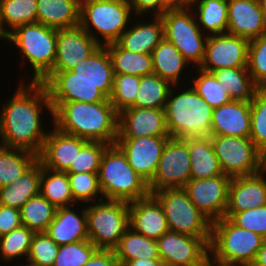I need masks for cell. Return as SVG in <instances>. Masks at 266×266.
Here are the masks:
<instances>
[{"instance_id":"6da1fadb","label":"cell","mask_w":266,"mask_h":266,"mask_svg":"<svg viewBox=\"0 0 266 266\" xmlns=\"http://www.w3.org/2000/svg\"><path fill=\"white\" fill-rule=\"evenodd\" d=\"M20 82L15 94L0 111V145L38 156L49 132L43 130L40 115L46 107L53 120V109L43 83Z\"/></svg>"},{"instance_id":"7a4b0ae2","label":"cell","mask_w":266,"mask_h":266,"mask_svg":"<svg viewBox=\"0 0 266 266\" xmlns=\"http://www.w3.org/2000/svg\"><path fill=\"white\" fill-rule=\"evenodd\" d=\"M119 113L110 100L97 103L63 102L53 112V126L60 132L88 141L114 145L118 137Z\"/></svg>"},{"instance_id":"3957f363","label":"cell","mask_w":266,"mask_h":266,"mask_svg":"<svg viewBox=\"0 0 266 266\" xmlns=\"http://www.w3.org/2000/svg\"><path fill=\"white\" fill-rule=\"evenodd\" d=\"M177 87L173 85L170 89L164 109L169 136L177 139L210 136L213 108L191 86L181 88L180 92Z\"/></svg>"},{"instance_id":"277c9868","label":"cell","mask_w":266,"mask_h":266,"mask_svg":"<svg viewBox=\"0 0 266 266\" xmlns=\"http://www.w3.org/2000/svg\"><path fill=\"white\" fill-rule=\"evenodd\" d=\"M264 240L223 217L212 222L209 257L220 266H251Z\"/></svg>"},{"instance_id":"5b68a950","label":"cell","mask_w":266,"mask_h":266,"mask_svg":"<svg viewBox=\"0 0 266 266\" xmlns=\"http://www.w3.org/2000/svg\"><path fill=\"white\" fill-rule=\"evenodd\" d=\"M98 178L104 200L129 203L150 195L148 183L134 171L115 144L105 150Z\"/></svg>"},{"instance_id":"8992f818","label":"cell","mask_w":266,"mask_h":266,"mask_svg":"<svg viewBox=\"0 0 266 266\" xmlns=\"http://www.w3.org/2000/svg\"><path fill=\"white\" fill-rule=\"evenodd\" d=\"M132 15L129 2L81 0L79 26L100 46H106L119 40L121 34L130 25Z\"/></svg>"},{"instance_id":"52a82bcc","label":"cell","mask_w":266,"mask_h":266,"mask_svg":"<svg viewBox=\"0 0 266 266\" xmlns=\"http://www.w3.org/2000/svg\"><path fill=\"white\" fill-rule=\"evenodd\" d=\"M7 40L21 50L23 59L31 65V82H40L53 68L57 52V29L42 23L18 26L7 35Z\"/></svg>"},{"instance_id":"ba28073f","label":"cell","mask_w":266,"mask_h":266,"mask_svg":"<svg viewBox=\"0 0 266 266\" xmlns=\"http://www.w3.org/2000/svg\"><path fill=\"white\" fill-rule=\"evenodd\" d=\"M89 240L99 250H114L129 228V203L102 200L85 206Z\"/></svg>"},{"instance_id":"9c48e42d","label":"cell","mask_w":266,"mask_h":266,"mask_svg":"<svg viewBox=\"0 0 266 266\" xmlns=\"http://www.w3.org/2000/svg\"><path fill=\"white\" fill-rule=\"evenodd\" d=\"M161 205L170 231L211 238L212 222L192 203L183 188H167L151 194Z\"/></svg>"},{"instance_id":"30bf717a","label":"cell","mask_w":266,"mask_h":266,"mask_svg":"<svg viewBox=\"0 0 266 266\" xmlns=\"http://www.w3.org/2000/svg\"><path fill=\"white\" fill-rule=\"evenodd\" d=\"M161 17L164 38L179 50L192 68H199L204 60L208 35L200 29L193 9H169Z\"/></svg>"},{"instance_id":"8fae6325","label":"cell","mask_w":266,"mask_h":266,"mask_svg":"<svg viewBox=\"0 0 266 266\" xmlns=\"http://www.w3.org/2000/svg\"><path fill=\"white\" fill-rule=\"evenodd\" d=\"M223 174L230 178L257 174L266 169L263 153L249 137L211 136Z\"/></svg>"},{"instance_id":"7c38bea8","label":"cell","mask_w":266,"mask_h":266,"mask_svg":"<svg viewBox=\"0 0 266 266\" xmlns=\"http://www.w3.org/2000/svg\"><path fill=\"white\" fill-rule=\"evenodd\" d=\"M191 179L188 138L170 137L163 149L157 170L148 183L150 194L167 188H183Z\"/></svg>"},{"instance_id":"4fadbf2b","label":"cell","mask_w":266,"mask_h":266,"mask_svg":"<svg viewBox=\"0 0 266 266\" xmlns=\"http://www.w3.org/2000/svg\"><path fill=\"white\" fill-rule=\"evenodd\" d=\"M41 81H85L92 82L110 98L114 71L108 49L99 46L91 55L68 71H50Z\"/></svg>"},{"instance_id":"5bb4252c","label":"cell","mask_w":266,"mask_h":266,"mask_svg":"<svg viewBox=\"0 0 266 266\" xmlns=\"http://www.w3.org/2000/svg\"><path fill=\"white\" fill-rule=\"evenodd\" d=\"M165 266H199L209 258L210 238L167 231L156 240Z\"/></svg>"},{"instance_id":"9a60e30c","label":"cell","mask_w":266,"mask_h":266,"mask_svg":"<svg viewBox=\"0 0 266 266\" xmlns=\"http://www.w3.org/2000/svg\"><path fill=\"white\" fill-rule=\"evenodd\" d=\"M231 178L225 174L205 179H190L183 187L192 203L211 222L224 217Z\"/></svg>"},{"instance_id":"2e32d148","label":"cell","mask_w":266,"mask_h":266,"mask_svg":"<svg viewBox=\"0 0 266 266\" xmlns=\"http://www.w3.org/2000/svg\"><path fill=\"white\" fill-rule=\"evenodd\" d=\"M249 40L229 33L210 35L200 69L211 72L224 68L247 67Z\"/></svg>"},{"instance_id":"e0dca14e","label":"cell","mask_w":266,"mask_h":266,"mask_svg":"<svg viewBox=\"0 0 266 266\" xmlns=\"http://www.w3.org/2000/svg\"><path fill=\"white\" fill-rule=\"evenodd\" d=\"M169 138L170 136L117 138L115 145L124 153L134 171L149 183Z\"/></svg>"},{"instance_id":"ac0fdd59","label":"cell","mask_w":266,"mask_h":266,"mask_svg":"<svg viewBox=\"0 0 266 266\" xmlns=\"http://www.w3.org/2000/svg\"><path fill=\"white\" fill-rule=\"evenodd\" d=\"M100 45L80 26L57 30V52L51 71H68Z\"/></svg>"},{"instance_id":"d6986e66","label":"cell","mask_w":266,"mask_h":266,"mask_svg":"<svg viewBox=\"0 0 266 266\" xmlns=\"http://www.w3.org/2000/svg\"><path fill=\"white\" fill-rule=\"evenodd\" d=\"M148 136H169L164 109L135 107L119 113L117 138Z\"/></svg>"},{"instance_id":"ffe728a7","label":"cell","mask_w":266,"mask_h":266,"mask_svg":"<svg viewBox=\"0 0 266 266\" xmlns=\"http://www.w3.org/2000/svg\"><path fill=\"white\" fill-rule=\"evenodd\" d=\"M51 128L53 129L46 136L38 161L50 170L66 172L75 164L77 151H80L88 140L62 133L54 126Z\"/></svg>"},{"instance_id":"44dd1931","label":"cell","mask_w":266,"mask_h":266,"mask_svg":"<svg viewBox=\"0 0 266 266\" xmlns=\"http://www.w3.org/2000/svg\"><path fill=\"white\" fill-rule=\"evenodd\" d=\"M227 33L249 41L266 34V22L257 0H228Z\"/></svg>"},{"instance_id":"7402d4cb","label":"cell","mask_w":266,"mask_h":266,"mask_svg":"<svg viewBox=\"0 0 266 266\" xmlns=\"http://www.w3.org/2000/svg\"><path fill=\"white\" fill-rule=\"evenodd\" d=\"M266 169L243 177L231 178L225 213H237L266 205Z\"/></svg>"},{"instance_id":"603a6c76","label":"cell","mask_w":266,"mask_h":266,"mask_svg":"<svg viewBox=\"0 0 266 266\" xmlns=\"http://www.w3.org/2000/svg\"><path fill=\"white\" fill-rule=\"evenodd\" d=\"M129 227L155 240L169 231L164 211L151 194L146 198L129 202Z\"/></svg>"},{"instance_id":"cb8c5ba5","label":"cell","mask_w":266,"mask_h":266,"mask_svg":"<svg viewBox=\"0 0 266 266\" xmlns=\"http://www.w3.org/2000/svg\"><path fill=\"white\" fill-rule=\"evenodd\" d=\"M250 102L230 100L213 109L210 136L250 137Z\"/></svg>"},{"instance_id":"d4e9b609","label":"cell","mask_w":266,"mask_h":266,"mask_svg":"<svg viewBox=\"0 0 266 266\" xmlns=\"http://www.w3.org/2000/svg\"><path fill=\"white\" fill-rule=\"evenodd\" d=\"M74 206L58 208L45 232L57 245L89 240L85 206L81 215Z\"/></svg>"},{"instance_id":"484cf974","label":"cell","mask_w":266,"mask_h":266,"mask_svg":"<svg viewBox=\"0 0 266 266\" xmlns=\"http://www.w3.org/2000/svg\"><path fill=\"white\" fill-rule=\"evenodd\" d=\"M153 21H138L121 34L117 43L131 52L151 54L164 38V25L161 16H153ZM143 22V23H142Z\"/></svg>"},{"instance_id":"4316f807","label":"cell","mask_w":266,"mask_h":266,"mask_svg":"<svg viewBox=\"0 0 266 266\" xmlns=\"http://www.w3.org/2000/svg\"><path fill=\"white\" fill-rule=\"evenodd\" d=\"M48 91L53 112L63 102L97 103L109 100L92 82L85 81H40Z\"/></svg>"},{"instance_id":"83f0119b","label":"cell","mask_w":266,"mask_h":266,"mask_svg":"<svg viewBox=\"0 0 266 266\" xmlns=\"http://www.w3.org/2000/svg\"><path fill=\"white\" fill-rule=\"evenodd\" d=\"M81 0H37V22L54 29L79 26Z\"/></svg>"},{"instance_id":"f1b7e54d","label":"cell","mask_w":266,"mask_h":266,"mask_svg":"<svg viewBox=\"0 0 266 266\" xmlns=\"http://www.w3.org/2000/svg\"><path fill=\"white\" fill-rule=\"evenodd\" d=\"M42 164L37 161L19 179L0 188V204L21 209L33 196L39 194Z\"/></svg>"},{"instance_id":"f546056e","label":"cell","mask_w":266,"mask_h":266,"mask_svg":"<svg viewBox=\"0 0 266 266\" xmlns=\"http://www.w3.org/2000/svg\"><path fill=\"white\" fill-rule=\"evenodd\" d=\"M191 179H205L222 175L211 136L188 138Z\"/></svg>"},{"instance_id":"4dcf8cb0","label":"cell","mask_w":266,"mask_h":266,"mask_svg":"<svg viewBox=\"0 0 266 266\" xmlns=\"http://www.w3.org/2000/svg\"><path fill=\"white\" fill-rule=\"evenodd\" d=\"M151 56L153 73L172 85H179L184 68L190 64L179 50L171 42L163 38L154 48Z\"/></svg>"},{"instance_id":"1f68e13d","label":"cell","mask_w":266,"mask_h":266,"mask_svg":"<svg viewBox=\"0 0 266 266\" xmlns=\"http://www.w3.org/2000/svg\"><path fill=\"white\" fill-rule=\"evenodd\" d=\"M197 23L208 36L227 33L228 0H191ZM196 8V10H195Z\"/></svg>"},{"instance_id":"d6a6232c","label":"cell","mask_w":266,"mask_h":266,"mask_svg":"<svg viewBox=\"0 0 266 266\" xmlns=\"http://www.w3.org/2000/svg\"><path fill=\"white\" fill-rule=\"evenodd\" d=\"M215 79L227 89L233 101L251 102L257 86L248 72L247 67L224 68L211 71Z\"/></svg>"},{"instance_id":"836d02e7","label":"cell","mask_w":266,"mask_h":266,"mask_svg":"<svg viewBox=\"0 0 266 266\" xmlns=\"http://www.w3.org/2000/svg\"><path fill=\"white\" fill-rule=\"evenodd\" d=\"M113 251L120 265L124 261L135 259H160L156 240L147 238L130 227Z\"/></svg>"},{"instance_id":"e575fe53","label":"cell","mask_w":266,"mask_h":266,"mask_svg":"<svg viewBox=\"0 0 266 266\" xmlns=\"http://www.w3.org/2000/svg\"><path fill=\"white\" fill-rule=\"evenodd\" d=\"M114 74L145 76L153 73L151 54L131 52L117 42L106 45Z\"/></svg>"},{"instance_id":"d590c367","label":"cell","mask_w":266,"mask_h":266,"mask_svg":"<svg viewBox=\"0 0 266 266\" xmlns=\"http://www.w3.org/2000/svg\"><path fill=\"white\" fill-rule=\"evenodd\" d=\"M39 193L57 209L76 204L66 172L54 171L42 166Z\"/></svg>"},{"instance_id":"8d00e7d4","label":"cell","mask_w":266,"mask_h":266,"mask_svg":"<svg viewBox=\"0 0 266 266\" xmlns=\"http://www.w3.org/2000/svg\"><path fill=\"white\" fill-rule=\"evenodd\" d=\"M37 161L34 153L0 145V188L19 179Z\"/></svg>"},{"instance_id":"74e56055","label":"cell","mask_w":266,"mask_h":266,"mask_svg":"<svg viewBox=\"0 0 266 266\" xmlns=\"http://www.w3.org/2000/svg\"><path fill=\"white\" fill-rule=\"evenodd\" d=\"M35 22L37 0H0V25L6 35L18 26Z\"/></svg>"},{"instance_id":"f35d334b","label":"cell","mask_w":266,"mask_h":266,"mask_svg":"<svg viewBox=\"0 0 266 266\" xmlns=\"http://www.w3.org/2000/svg\"><path fill=\"white\" fill-rule=\"evenodd\" d=\"M172 84L152 73L141 76L135 98L136 108L165 109Z\"/></svg>"},{"instance_id":"ab89813d","label":"cell","mask_w":266,"mask_h":266,"mask_svg":"<svg viewBox=\"0 0 266 266\" xmlns=\"http://www.w3.org/2000/svg\"><path fill=\"white\" fill-rule=\"evenodd\" d=\"M57 208L40 193L30 198L20 209L22 226L34 233H45Z\"/></svg>"},{"instance_id":"60d3db41","label":"cell","mask_w":266,"mask_h":266,"mask_svg":"<svg viewBox=\"0 0 266 266\" xmlns=\"http://www.w3.org/2000/svg\"><path fill=\"white\" fill-rule=\"evenodd\" d=\"M35 233L25 226H20L0 236V258L11 262L28 256L32 237Z\"/></svg>"},{"instance_id":"b9f144b4","label":"cell","mask_w":266,"mask_h":266,"mask_svg":"<svg viewBox=\"0 0 266 266\" xmlns=\"http://www.w3.org/2000/svg\"><path fill=\"white\" fill-rule=\"evenodd\" d=\"M73 200L76 204L94 203L104 200L98 173H67ZM100 196V197H99ZM96 198H98L96 200ZM80 203V204H79Z\"/></svg>"},{"instance_id":"7bdbcfd3","label":"cell","mask_w":266,"mask_h":266,"mask_svg":"<svg viewBox=\"0 0 266 266\" xmlns=\"http://www.w3.org/2000/svg\"><path fill=\"white\" fill-rule=\"evenodd\" d=\"M195 70L196 77H192L193 82L191 87L214 109L225 103H228L231 99L228 96L227 89H224L222 84L215 79L211 72H206L200 68Z\"/></svg>"},{"instance_id":"ee69618b","label":"cell","mask_w":266,"mask_h":266,"mask_svg":"<svg viewBox=\"0 0 266 266\" xmlns=\"http://www.w3.org/2000/svg\"><path fill=\"white\" fill-rule=\"evenodd\" d=\"M250 139L264 153L266 151V88H257L250 102Z\"/></svg>"},{"instance_id":"f6af8a7d","label":"cell","mask_w":266,"mask_h":266,"mask_svg":"<svg viewBox=\"0 0 266 266\" xmlns=\"http://www.w3.org/2000/svg\"><path fill=\"white\" fill-rule=\"evenodd\" d=\"M140 76L114 74L110 102L118 113L127 108H135V98L139 88Z\"/></svg>"},{"instance_id":"bcb514c9","label":"cell","mask_w":266,"mask_h":266,"mask_svg":"<svg viewBox=\"0 0 266 266\" xmlns=\"http://www.w3.org/2000/svg\"><path fill=\"white\" fill-rule=\"evenodd\" d=\"M110 145L100 141H88L77 151L75 164L66 173H98L102 156Z\"/></svg>"},{"instance_id":"7dc6e473","label":"cell","mask_w":266,"mask_h":266,"mask_svg":"<svg viewBox=\"0 0 266 266\" xmlns=\"http://www.w3.org/2000/svg\"><path fill=\"white\" fill-rule=\"evenodd\" d=\"M98 250L90 240L59 245L53 266H83Z\"/></svg>"},{"instance_id":"c3c4849f","label":"cell","mask_w":266,"mask_h":266,"mask_svg":"<svg viewBox=\"0 0 266 266\" xmlns=\"http://www.w3.org/2000/svg\"><path fill=\"white\" fill-rule=\"evenodd\" d=\"M247 69L256 86L266 88V34L250 40Z\"/></svg>"},{"instance_id":"681fc988","label":"cell","mask_w":266,"mask_h":266,"mask_svg":"<svg viewBox=\"0 0 266 266\" xmlns=\"http://www.w3.org/2000/svg\"><path fill=\"white\" fill-rule=\"evenodd\" d=\"M58 248L59 245L46 233H35L25 262L37 266H53L58 254Z\"/></svg>"},{"instance_id":"f907efd6","label":"cell","mask_w":266,"mask_h":266,"mask_svg":"<svg viewBox=\"0 0 266 266\" xmlns=\"http://www.w3.org/2000/svg\"><path fill=\"white\" fill-rule=\"evenodd\" d=\"M234 225L253 231L266 239V205L237 213H225Z\"/></svg>"},{"instance_id":"816d5d0a","label":"cell","mask_w":266,"mask_h":266,"mask_svg":"<svg viewBox=\"0 0 266 266\" xmlns=\"http://www.w3.org/2000/svg\"><path fill=\"white\" fill-rule=\"evenodd\" d=\"M22 226L20 209L0 204V236Z\"/></svg>"},{"instance_id":"f5cc1de1","label":"cell","mask_w":266,"mask_h":266,"mask_svg":"<svg viewBox=\"0 0 266 266\" xmlns=\"http://www.w3.org/2000/svg\"><path fill=\"white\" fill-rule=\"evenodd\" d=\"M133 14L139 18L148 13L153 16H161L163 14V0H130L129 1Z\"/></svg>"},{"instance_id":"db71d44e","label":"cell","mask_w":266,"mask_h":266,"mask_svg":"<svg viewBox=\"0 0 266 266\" xmlns=\"http://www.w3.org/2000/svg\"><path fill=\"white\" fill-rule=\"evenodd\" d=\"M83 266H121L113 250H98Z\"/></svg>"},{"instance_id":"11a10c76","label":"cell","mask_w":266,"mask_h":266,"mask_svg":"<svg viewBox=\"0 0 266 266\" xmlns=\"http://www.w3.org/2000/svg\"><path fill=\"white\" fill-rule=\"evenodd\" d=\"M121 266H165L161 259H135L124 261Z\"/></svg>"},{"instance_id":"9f6ffc18","label":"cell","mask_w":266,"mask_h":266,"mask_svg":"<svg viewBox=\"0 0 266 266\" xmlns=\"http://www.w3.org/2000/svg\"><path fill=\"white\" fill-rule=\"evenodd\" d=\"M190 0H163V14L169 9H184L190 7Z\"/></svg>"},{"instance_id":"6f0895ef","label":"cell","mask_w":266,"mask_h":266,"mask_svg":"<svg viewBox=\"0 0 266 266\" xmlns=\"http://www.w3.org/2000/svg\"><path fill=\"white\" fill-rule=\"evenodd\" d=\"M251 266H266V239L258 250L256 258Z\"/></svg>"},{"instance_id":"680465c9","label":"cell","mask_w":266,"mask_h":266,"mask_svg":"<svg viewBox=\"0 0 266 266\" xmlns=\"http://www.w3.org/2000/svg\"><path fill=\"white\" fill-rule=\"evenodd\" d=\"M258 2L260 4V8L263 13L264 20L266 22V0H258Z\"/></svg>"},{"instance_id":"91938a15","label":"cell","mask_w":266,"mask_h":266,"mask_svg":"<svg viewBox=\"0 0 266 266\" xmlns=\"http://www.w3.org/2000/svg\"><path fill=\"white\" fill-rule=\"evenodd\" d=\"M199 266H220L219 264H217L216 262H214L210 257L208 259H206L202 264H200Z\"/></svg>"},{"instance_id":"94428289","label":"cell","mask_w":266,"mask_h":266,"mask_svg":"<svg viewBox=\"0 0 266 266\" xmlns=\"http://www.w3.org/2000/svg\"><path fill=\"white\" fill-rule=\"evenodd\" d=\"M0 39L7 40V35L4 33L1 25H0Z\"/></svg>"},{"instance_id":"6125c7cd","label":"cell","mask_w":266,"mask_h":266,"mask_svg":"<svg viewBox=\"0 0 266 266\" xmlns=\"http://www.w3.org/2000/svg\"><path fill=\"white\" fill-rule=\"evenodd\" d=\"M263 160H264V164H265V167H266V151L263 153Z\"/></svg>"},{"instance_id":"be15d7a7","label":"cell","mask_w":266,"mask_h":266,"mask_svg":"<svg viewBox=\"0 0 266 266\" xmlns=\"http://www.w3.org/2000/svg\"><path fill=\"white\" fill-rule=\"evenodd\" d=\"M21 266H37V265H33V264H31V263L28 262L27 264L25 263L24 265L21 264Z\"/></svg>"}]
</instances>
